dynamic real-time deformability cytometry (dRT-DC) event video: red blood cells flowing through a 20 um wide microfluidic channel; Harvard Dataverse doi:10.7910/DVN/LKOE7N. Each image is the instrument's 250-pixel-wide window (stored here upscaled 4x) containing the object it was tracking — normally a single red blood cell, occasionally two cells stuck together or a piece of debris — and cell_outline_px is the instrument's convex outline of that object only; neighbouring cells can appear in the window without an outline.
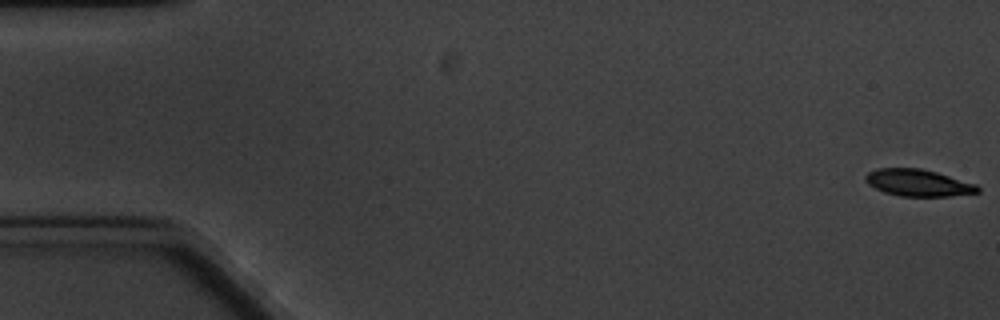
{"species": "common noctule bat (a hibernating species)", "species_latin": "Nyctalus noctula", "temperature_condition": "cold", "stored_images_in_passage": 5, "camera_frame_rate_fps": 3000, "um_per_image_px": 0.085, "animal": {"sex": "male", "body_mass_g": 20.1, "forearm_length_mm": 53.5}, "frame": {"image": 1, "passage_image": 1, "time_ms": 0.0, "image_size_px": [1000, 320], "cell_outline_px": [[980, 192], [948, 196], [900, 196], [884, 192], [868, 184], [864, 180], [864, 176], [868, 172], [876, 168], [920, 168], [936, 172], [976, 184], [980, 188]], "centroid_in_image_um": [78.01, 15.53], "position_along_channel_um": 7.0, "area_um2": 17.51}}
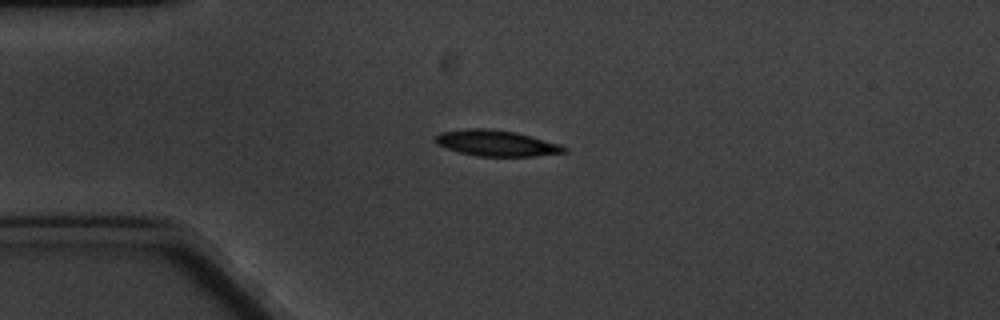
{"frame": {"image": 2, "passage_image": 4, "time_ms": 4.667, "image_size_px": [1000, 320], "cell_outline_px": [[568, 152], [532, 156], [476, 156], [460, 152], [436, 144], [432, 140], [440, 132], [464, 128], [492, 128], [516, 132], [560, 144], [568, 148]], "centroid_in_image_um": [42.17, 12.15], "position_along_channel_um": 42.8, "area_um2": 19.59}}